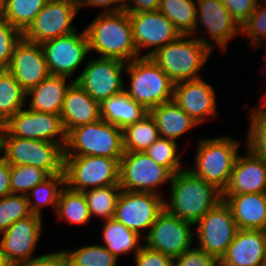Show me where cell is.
Wrapping results in <instances>:
<instances>
[{"label": "cell", "instance_id": "6da1fadb", "mask_svg": "<svg viewBox=\"0 0 266 266\" xmlns=\"http://www.w3.org/2000/svg\"><path fill=\"white\" fill-rule=\"evenodd\" d=\"M84 30L89 51H96L101 58H115L127 63L139 57L126 11L100 12Z\"/></svg>", "mask_w": 266, "mask_h": 266}, {"label": "cell", "instance_id": "7a4b0ae2", "mask_svg": "<svg viewBox=\"0 0 266 266\" xmlns=\"http://www.w3.org/2000/svg\"><path fill=\"white\" fill-rule=\"evenodd\" d=\"M170 185V200L164 201L165 209L194 225L222 200L218 189L186 168L173 175Z\"/></svg>", "mask_w": 266, "mask_h": 266}, {"label": "cell", "instance_id": "3957f363", "mask_svg": "<svg viewBox=\"0 0 266 266\" xmlns=\"http://www.w3.org/2000/svg\"><path fill=\"white\" fill-rule=\"evenodd\" d=\"M211 43L204 36L193 38L191 35H180L150 58L174 83L196 80L201 78L198 73L213 51Z\"/></svg>", "mask_w": 266, "mask_h": 266}, {"label": "cell", "instance_id": "277c9868", "mask_svg": "<svg viewBox=\"0 0 266 266\" xmlns=\"http://www.w3.org/2000/svg\"><path fill=\"white\" fill-rule=\"evenodd\" d=\"M240 142L229 136L201 138L198 141L195 167L189 170L221 193L228 186L238 156Z\"/></svg>", "mask_w": 266, "mask_h": 266}, {"label": "cell", "instance_id": "5b68a950", "mask_svg": "<svg viewBox=\"0 0 266 266\" xmlns=\"http://www.w3.org/2000/svg\"><path fill=\"white\" fill-rule=\"evenodd\" d=\"M87 155L114 158L120 162L124 155L123 130L103 119L70 130L64 157Z\"/></svg>", "mask_w": 266, "mask_h": 266}, {"label": "cell", "instance_id": "8992f818", "mask_svg": "<svg viewBox=\"0 0 266 266\" xmlns=\"http://www.w3.org/2000/svg\"><path fill=\"white\" fill-rule=\"evenodd\" d=\"M125 70L130 85L124 91L148 111L173 100L175 83L150 57L140 56L127 62Z\"/></svg>", "mask_w": 266, "mask_h": 266}, {"label": "cell", "instance_id": "52a82bcc", "mask_svg": "<svg viewBox=\"0 0 266 266\" xmlns=\"http://www.w3.org/2000/svg\"><path fill=\"white\" fill-rule=\"evenodd\" d=\"M1 152L11 166H36L49 175L64 173V148L59 143L1 136Z\"/></svg>", "mask_w": 266, "mask_h": 266}, {"label": "cell", "instance_id": "ba28073f", "mask_svg": "<svg viewBox=\"0 0 266 266\" xmlns=\"http://www.w3.org/2000/svg\"><path fill=\"white\" fill-rule=\"evenodd\" d=\"M120 162L114 158L93 155L64 157L65 185L85 191L108 185H119Z\"/></svg>", "mask_w": 266, "mask_h": 266}, {"label": "cell", "instance_id": "9c48e42d", "mask_svg": "<svg viewBox=\"0 0 266 266\" xmlns=\"http://www.w3.org/2000/svg\"><path fill=\"white\" fill-rule=\"evenodd\" d=\"M173 173L156 164L144 152H124L120 159L119 186L125 191L150 192L163 196L157 188L171 182Z\"/></svg>", "mask_w": 266, "mask_h": 266}, {"label": "cell", "instance_id": "30bf717a", "mask_svg": "<svg viewBox=\"0 0 266 266\" xmlns=\"http://www.w3.org/2000/svg\"><path fill=\"white\" fill-rule=\"evenodd\" d=\"M1 136L36 139L59 143L63 148L67 141L60 114L21 109L4 124Z\"/></svg>", "mask_w": 266, "mask_h": 266}, {"label": "cell", "instance_id": "8fae6325", "mask_svg": "<svg viewBox=\"0 0 266 266\" xmlns=\"http://www.w3.org/2000/svg\"><path fill=\"white\" fill-rule=\"evenodd\" d=\"M194 226L197 227V247L219 260L238 231L231 209L224 200L219 201Z\"/></svg>", "mask_w": 266, "mask_h": 266}, {"label": "cell", "instance_id": "7c38bea8", "mask_svg": "<svg viewBox=\"0 0 266 266\" xmlns=\"http://www.w3.org/2000/svg\"><path fill=\"white\" fill-rule=\"evenodd\" d=\"M125 66L126 62L115 58L91 59L74 80L95 101L101 103L124 91L122 72Z\"/></svg>", "mask_w": 266, "mask_h": 266}, {"label": "cell", "instance_id": "4fadbf2b", "mask_svg": "<svg viewBox=\"0 0 266 266\" xmlns=\"http://www.w3.org/2000/svg\"><path fill=\"white\" fill-rule=\"evenodd\" d=\"M194 224L184 221L164 209L154 221L144 245L175 259L193 247Z\"/></svg>", "mask_w": 266, "mask_h": 266}, {"label": "cell", "instance_id": "5bb4252c", "mask_svg": "<svg viewBox=\"0 0 266 266\" xmlns=\"http://www.w3.org/2000/svg\"><path fill=\"white\" fill-rule=\"evenodd\" d=\"M78 11L79 6L73 1L49 0L23 33V37L28 41L42 44L71 34L78 30L72 25Z\"/></svg>", "mask_w": 266, "mask_h": 266}, {"label": "cell", "instance_id": "9a60e30c", "mask_svg": "<svg viewBox=\"0 0 266 266\" xmlns=\"http://www.w3.org/2000/svg\"><path fill=\"white\" fill-rule=\"evenodd\" d=\"M164 201L163 196L154 193L122 190L114 219L141 237L142 230L147 229L145 238L158 215L165 209Z\"/></svg>", "mask_w": 266, "mask_h": 266}, {"label": "cell", "instance_id": "2e32d148", "mask_svg": "<svg viewBox=\"0 0 266 266\" xmlns=\"http://www.w3.org/2000/svg\"><path fill=\"white\" fill-rule=\"evenodd\" d=\"M50 75L72 77L89 51L85 30L54 38L41 44Z\"/></svg>", "mask_w": 266, "mask_h": 266}, {"label": "cell", "instance_id": "e0dca14e", "mask_svg": "<svg viewBox=\"0 0 266 266\" xmlns=\"http://www.w3.org/2000/svg\"><path fill=\"white\" fill-rule=\"evenodd\" d=\"M129 17L133 42L139 56L142 50L151 48L150 51L142 54V57H150L158 49L180 36L173 24L158 10L130 13Z\"/></svg>", "mask_w": 266, "mask_h": 266}, {"label": "cell", "instance_id": "ac0fdd59", "mask_svg": "<svg viewBox=\"0 0 266 266\" xmlns=\"http://www.w3.org/2000/svg\"><path fill=\"white\" fill-rule=\"evenodd\" d=\"M42 223V216L31 214L0 234V251L7 262L32 260L47 255L32 256L42 235Z\"/></svg>", "mask_w": 266, "mask_h": 266}, {"label": "cell", "instance_id": "d6986e66", "mask_svg": "<svg viewBox=\"0 0 266 266\" xmlns=\"http://www.w3.org/2000/svg\"><path fill=\"white\" fill-rule=\"evenodd\" d=\"M27 92L50 75L41 44L22 37L6 68Z\"/></svg>", "mask_w": 266, "mask_h": 266}, {"label": "cell", "instance_id": "ffe728a7", "mask_svg": "<svg viewBox=\"0 0 266 266\" xmlns=\"http://www.w3.org/2000/svg\"><path fill=\"white\" fill-rule=\"evenodd\" d=\"M198 24L204 26L206 34L213 40L212 50L218 46L224 51L231 38L241 34L240 26L221 0H197L196 31L191 34L193 37L199 32Z\"/></svg>", "mask_w": 266, "mask_h": 266}, {"label": "cell", "instance_id": "44dd1931", "mask_svg": "<svg viewBox=\"0 0 266 266\" xmlns=\"http://www.w3.org/2000/svg\"><path fill=\"white\" fill-rule=\"evenodd\" d=\"M173 100L198 125L218 113L215 90L203 78L175 83Z\"/></svg>", "mask_w": 266, "mask_h": 266}, {"label": "cell", "instance_id": "7402d4cb", "mask_svg": "<svg viewBox=\"0 0 266 266\" xmlns=\"http://www.w3.org/2000/svg\"><path fill=\"white\" fill-rule=\"evenodd\" d=\"M246 155L238 154L228 186L222 195L266 193V159L248 148Z\"/></svg>", "mask_w": 266, "mask_h": 266}, {"label": "cell", "instance_id": "603a6c76", "mask_svg": "<svg viewBox=\"0 0 266 266\" xmlns=\"http://www.w3.org/2000/svg\"><path fill=\"white\" fill-rule=\"evenodd\" d=\"M219 262L222 266H266L265 240L262 230L238 229Z\"/></svg>", "mask_w": 266, "mask_h": 266}, {"label": "cell", "instance_id": "cb8c5ba5", "mask_svg": "<svg viewBox=\"0 0 266 266\" xmlns=\"http://www.w3.org/2000/svg\"><path fill=\"white\" fill-rule=\"evenodd\" d=\"M60 116L68 133L75 127L100 120V103L74 82L66 92Z\"/></svg>", "mask_w": 266, "mask_h": 266}, {"label": "cell", "instance_id": "d4e9b609", "mask_svg": "<svg viewBox=\"0 0 266 266\" xmlns=\"http://www.w3.org/2000/svg\"><path fill=\"white\" fill-rule=\"evenodd\" d=\"M238 229L262 230L266 226V193L222 195Z\"/></svg>", "mask_w": 266, "mask_h": 266}, {"label": "cell", "instance_id": "484cf974", "mask_svg": "<svg viewBox=\"0 0 266 266\" xmlns=\"http://www.w3.org/2000/svg\"><path fill=\"white\" fill-rule=\"evenodd\" d=\"M66 76L49 75L40 84L26 92L29 108L32 111L60 114L67 90L75 82Z\"/></svg>", "mask_w": 266, "mask_h": 266}, {"label": "cell", "instance_id": "4316f807", "mask_svg": "<svg viewBox=\"0 0 266 266\" xmlns=\"http://www.w3.org/2000/svg\"><path fill=\"white\" fill-rule=\"evenodd\" d=\"M147 114H149V111L143 105L131 99L125 91L100 103L101 119L121 129L140 121Z\"/></svg>", "mask_w": 266, "mask_h": 266}, {"label": "cell", "instance_id": "83f0119b", "mask_svg": "<svg viewBox=\"0 0 266 266\" xmlns=\"http://www.w3.org/2000/svg\"><path fill=\"white\" fill-rule=\"evenodd\" d=\"M154 118L160 137L176 141L197 123L174 101L170 100L149 111Z\"/></svg>", "mask_w": 266, "mask_h": 266}, {"label": "cell", "instance_id": "f1b7e54d", "mask_svg": "<svg viewBox=\"0 0 266 266\" xmlns=\"http://www.w3.org/2000/svg\"><path fill=\"white\" fill-rule=\"evenodd\" d=\"M102 228L103 244L116 258L122 254L138 253L143 245L140 244L141 236L129 230L123 223L113 219L104 221Z\"/></svg>", "mask_w": 266, "mask_h": 266}, {"label": "cell", "instance_id": "f546056e", "mask_svg": "<svg viewBox=\"0 0 266 266\" xmlns=\"http://www.w3.org/2000/svg\"><path fill=\"white\" fill-rule=\"evenodd\" d=\"M62 266H117L119 262L104 245H84L83 247L58 251Z\"/></svg>", "mask_w": 266, "mask_h": 266}, {"label": "cell", "instance_id": "4dcf8cb0", "mask_svg": "<svg viewBox=\"0 0 266 266\" xmlns=\"http://www.w3.org/2000/svg\"><path fill=\"white\" fill-rule=\"evenodd\" d=\"M158 11L180 35H191L195 31L197 0H160Z\"/></svg>", "mask_w": 266, "mask_h": 266}, {"label": "cell", "instance_id": "1f68e13d", "mask_svg": "<svg viewBox=\"0 0 266 266\" xmlns=\"http://www.w3.org/2000/svg\"><path fill=\"white\" fill-rule=\"evenodd\" d=\"M122 130L124 152H145L160 137L156 122L150 113Z\"/></svg>", "mask_w": 266, "mask_h": 266}, {"label": "cell", "instance_id": "d6a6232c", "mask_svg": "<svg viewBox=\"0 0 266 266\" xmlns=\"http://www.w3.org/2000/svg\"><path fill=\"white\" fill-rule=\"evenodd\" d=\"M56 215L70 224H86L91 219L85 195L65 185L59 195Z\"/></svg>", "mask_w": 266, "mask_h": 266}, {"label": "cell", "instance_id": "836d02e7", "mask_svg": "<svg viewBox=\"0 0 266 266\" xmlns=\"http://www.w3.org/2000/svg\"><path fill=\"white\" fill-rule=\"evenodd\" d=\"M26 91L7 70H0V121L4 124L21 110L26 102Z\"/></svg>", "mask_w": 266, "mask_h": 266}, {"label": "cell", "instance_id": "e575fe53", "mask_svg": "<svg viewBox=\"0 0 266 266\" xmlns=\"http://www.w3.org/2000/svg\"><path fill=\"white\" fill-rule=\"evenodd\" d=\"M49 0H7L0 18L9 22L22 34Z\"/></svg>", "mask_w": 266, "mask_h": 266}, {"label": "cell", "instance_id": "d590c367", "mask_svg": "<svg viewBox=\"0 0 266 266\" xmlns=\"http://www.w3.org/2000/svg\"><path fill=\"white\" fill-rule=\"evenodd\" d=\"M64 186L65 174L61 173L50 175L42 183L31 189L26 195L30 212L42 216L41 207L51 205L56 213L59 195ZM32 197L34 198L33 200Z\"/></svg>", "mask_w": 266, "mask_h": 266}, {"label": "cell", "instance_id": "8d00e7d4", "mask_svg": "<svg viewBox=\"0 0 266 266\" xmlns=\"http://www.w3.org/2000/svg\"><path fill=\"white\" fill-rule=\"evenodd\" d=\"M122 188L108 185L83 191L91 218L97 216L103 221L113 219Z\"/></svg>", "mask_w": 266, "mask_h": 266}, {"label": "cell", "instance_id": "74e56055", "mask_svg": "<svg viewBox=\"0 0 266 266\" xmlns=\"http://www.w3.org/2000/svg\"><path fill=\"white\" fill-rule=\"evenodd\" d=\"M178 146L176 141L159 137L144 153L156 164L162 165L176 174L185 169L180 160L182 154L178 153Z\"/></svg>", "mask_w": 266, "mask_h": 266}, {"label": "cell", "instance_id": "f35d334b", "mask_svg": "<svg viewBox=\"0 0 266 266\" xmlns=\"http://www.w3.org/2000/svg\"><path fill=\"white\" fill-rule=\"evenodd\" d=\"M50 175L43 169L30 165L11 166V194L27 195L31 189Z\"/></svg>", "mask_w": 266, "mask_h": 266}, {"label": "cell", "instance_id": "ab89813d", "mask_svg": "<svg viewBox=\"0 0 266 266\" xmlns=\"http://www.w3.org/2000/svg\"><path fill=\"white\" fill-rule=\"evenodd\" d=\"M31 214L26 195L9 194L0 198V234Z\"/></svg>", "mask_w": 266, "mask_h": 266}, {"label": "cell", "instance_id": "60d3db41", "mask_svg": "<svg viewBox=\"0 0 266 266\" xmlns=\"http://www.w3.org/2000/svg\"><path fill=\"white\" fill-rule=\"evenodd\" d=\"M266 2V0H265ZM263 5V6H262ZM240 33L246 34L254 47H259L262 38H266V3L260 1L249 18L240 26Z\"/></svg>", "mask_w": 266, "mask_h": 266}, {"label": "cell", "instance_id": "b9f144b4", "mask_svg": "<svg viewBox=\"0 0 266 266\" xmlns=\"http://www.w3.org/2000/svg\"><path fill=\"white\" fill-rule=\"evenodd\" d=\"M23 34L9 22L0 18V68L9 66L13 51Z\"/></svg>", "mask_w": 266, "mask_h": 266}, {"label": "cell", "instance_id": "7bdbcfd3", "mask_svg": "<svg viewBox=\"0 0 266 266\" xmlns=\"http://www.w3.org/2000/svg\"><path fill=\"white\" fill-rule=\"evenodd\" d=\"M246 146L256 156L266 159V118H250Z\"/></svg>", "mask_w": 266, "mask_h": 266}, {"label": "cell", "instance_id": "ee69618b", "mask_svg": "<svg viewBox=\"0 0 266 266\" xmlns=\"http://www.w3.org/2000/svg\"><path fill=\"white\" fill-rule=\"evenodd\" d=\"M219 259L197 247H192L173 259V266H217Z\"/></svg>", "mask_w": 266, "mask_h": 266}, {"label": "cell", "instance_id": "f6af8a7d", "mask_svg": "<svg viewBox=\"0 0 266 266\" xmlns=\"http://www.w3.org/2000/svg\"><path fill=\"white\" fill-rule=\"evenodd\" d=\"M135 266H173V259L162 252L152 250L143 244L133 257Z\"/></svg>", "mask_w": 266, "mask_h": 266}, {"label": "cell", "instance_id": "bcb514c9", "mask_svg": "<svg viewBox=\"0 0 266 266\" xmlns=\"http://www.w3.org/2000/svg\"><path fill=\"white\" fill-rule=\"evenodd\" d=\"M232 18L241 26L256 9L259 0H221Z\"/></svg>", "mask_w": 266, "mask_h": 266}, {"label": "cell", "instance_id": "7dc6e473", "mask_svg": "<svg viewBox=\"0 0 266 266\" xmlns=\"http://www.w3.org/2000/svg\"><path fill=\"white\" fill-rule=\"evenodd\" d=\"M78 6H79V10L83 6L84 7H96V8L100 7L102 8L103 13H117V12L123 11L124 0H82L78 4Z\"/></svg>", "mask_w": 266, "mask_h": 266}, {"label": "cell", "instance_id": "c3c4849f", "mask_svg": "<svg viewBox=\"0 0 266 266\" xmlns=\"http://www.w3.org/2000/svg\"><path fill=\"white\" fill-rule=\"evenodd\" d=\"M160 0H124L123 11L128 14L158 10ZM132 6V7H131Z\"/></svg>", "mask_w": 266, "mask_h": 266}, {"label": "cell", "instance_id": "681fc988", "mask_svg": "<svg viewBox=\"0 0 266 266\" xmlns=\"http://www.w3.org/2000/svg\"><path fill=\"white\" fill-rule=\"evenodd\" d=\"M59 262L58 252L48 253L45 256L32 260L10 261L6 266H55Z\"/></svg>", "mask_w": 266, "mask_h": 266}, {"label": "cell", "instance_id": "f907efd6", "mask_svg": "<svg viewBox=\"0 0 266 266\" xmlns=\"http://www.w3.org/2000/svg\"><path fill=\"white\" fill-rule=\"evenodd\" d=\"M11 165L0 156V198L11 194Z\"/></svg>", "mask_w": 266, "mask_h": 266}, {"label": "cell", "instance_id": "816d5d0a", "mask_svg": "<svg viewBox=\"0 0 266 266\" xmlns=\"http://www.w3.org/2000/svg\"><path fill=\"white\" fill-rule=\"evenodd\" d=\"M265 97L262 98L264 100L262 101L261 104H259L258 107H255L252 110H250L251 113H250L249 118H266V105H265L266 98ZM260 105H264V107H261Z\"/></svg>", "mask_w": 266, "mask_h": 266}, {"label": "cell", "instance_id": "f5cc1de1", "mask_svg": "<svg viewBox=\"0 0 266 266\" xmlns=\"http://www.w3.org/2000/svg\"><path fill=\"white\" fill-rule=\"evenodd\" d=\"M7 260L3 257L0 251V266H6Z\"/></svg>", "mask_w": 266, "mask_h": 266}, {"label": "cell", "instance_id": "db71d44e", "mask_svg": "<svg viewBox=\"0 0 266 266\" xmlns=\"http://www.w3.org/2000/svg\"><path fill=\"white\" fill-rule=\"evenodd\" d=\"M3 131V123L0 121V153H1V135Z\"/></svg>", "mask_w": 266, "mask_h": 266}, {"label": "cell", "instance_id": "11a10c76", "mask_svg": "<svg viewBox=\"0 0 266 266\" xmlns=\"http://www.w3.org/2000/svg\"><path fill=\"white\" fill-rule=\"evenodd\" d=\"M7 0H0V11L4 8Z\"/></svg>", "mask_w": 266, "mask_h": 266}, {"label": "cell", "instance_id": "9f6ffc18", "mask_svg": "<svg viewBox=\"0 0 266 266\" xmlns=\"http://www.w3.org/2000/svg\"><path fill=\"white\" fill-rule=\"evenodd\" d=\"M264 240H265V251H266V226L262 229Z\"/></svg>", "mask_w": 266, "mask_h": 266}, {"label": "cell", "instance_id": "6f0895ef", "mask_svg": "<svg viewBox=\"0 0 266 266\" xmlns=\"http://www.w3.org/2000/svg\"><path fill=\"white\" fill-rule=\"evenodd\" d=\"M70 1H73V2H75L77 4H79L82 0H70Z\"/></svg>", "mask_w": 266, "mask_h": 266}, {"label": "cell", "instance_id": "680465c9", "mask_svg": "<svg viewBox=\"0 0 266 266\" xmlns=\"http://www.w3.org/2000/svg\"><path fill=\"white\" fill-rule=\"evenodd\" d=\"M55 266H62L59 262Z\"/></svg>", "mask_w": 266, "mask_h": 266}]
</instances>
